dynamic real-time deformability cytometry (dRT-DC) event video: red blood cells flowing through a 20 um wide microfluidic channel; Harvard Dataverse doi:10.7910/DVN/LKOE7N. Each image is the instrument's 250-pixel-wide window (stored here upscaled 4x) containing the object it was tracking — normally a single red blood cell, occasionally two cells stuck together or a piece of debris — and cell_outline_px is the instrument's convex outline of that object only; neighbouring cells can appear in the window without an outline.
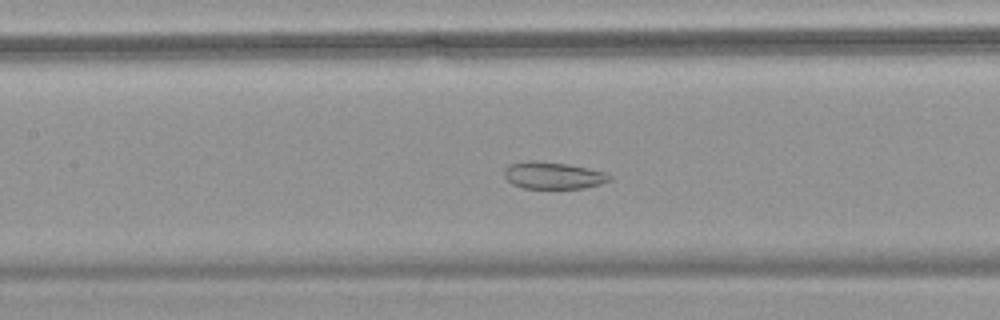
{"species": "common noctule bat (a hibernating species)", "species_latin": "Nyctalus noctula", "temperature_condition": "warm", "stored_images_in_passage": 57, "camera_frame_rate_fps": 3000, "um_per_image_px": 0.085, "animal": {"sex": "female", "body_mass_g": 18.4}, "frame": {"image": 1, "passage_image": 27, "time_ms": 8.667, "image_size_px": [1000, 320], "cell_outline_px": [[612, 180], [600, 184], [584, 188], [524, 188], [512, 184], [504, 176], [504, 168], [508, 164], [532, 160], [568, 164], [588, 168], [604, 172], [612, 176]], "centroid_in_image_um": [47.01, 14.91], "position_along_channel_um": 160.4, "area_um2": 16.59}}
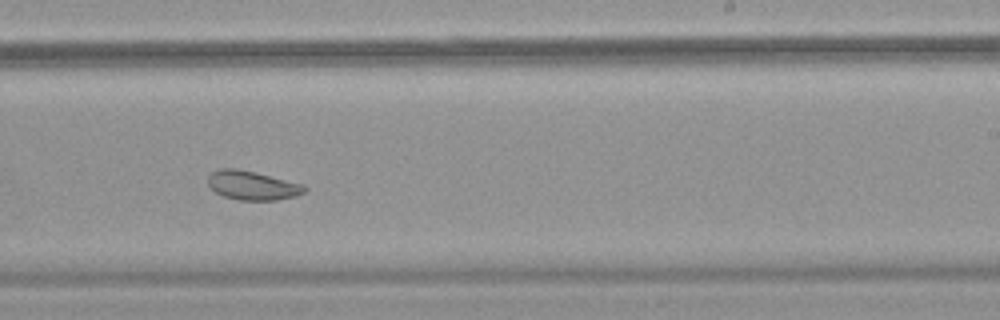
{"frame": {"image": 2, "passage_image": 36, "time_ms": 11.667, "image_size_px": [1000, 320], "cell_outline_px": [[308, 188], [304, 192], [296, 196], [276, 200], [240, 200], [224, 196], [216, 192], [208, 184], [208, 176], [216, 168], [236, 168], [256, 172], [304, 184]], "centroid_in_image_um": [21.46, 15.75], "position_along_channel_um": 267.5, "area_um2": 16.42}}
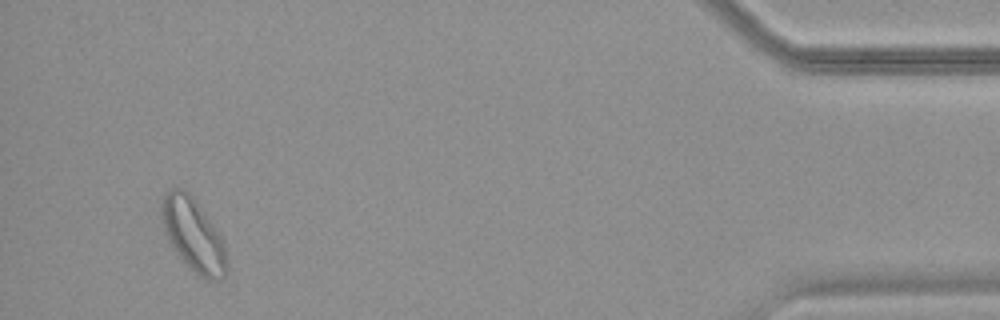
{"frame": {"image": 3, "passage_image": 54, "time_ms": 17.667, "image_size_px": [1000, 320], "cell_outline_px": [[228, 272], [220, 280], [204, 280], [176, 252], [164, 228], [160, 212], [160, 204], [164, 196], [172, 188], [184, 188], [192, 196], [220, 236], [224, 244], [228, 264]], "centroid_in_image_um": [16.45, 19.97], "position_along_channel_um": 418.8, "area_um2": 27.05}, "authors_computed_cell_mechanics": {"area_um2": 23.6402, "velocity_mm_per_s": 3.594, "shape_relaxation_time_tau1_ms": null, "shape_relaxation_time_tau2_ms": 1.8516, "deformation_change_tau1": null, "deformation_change_tau2": 0.0734}}